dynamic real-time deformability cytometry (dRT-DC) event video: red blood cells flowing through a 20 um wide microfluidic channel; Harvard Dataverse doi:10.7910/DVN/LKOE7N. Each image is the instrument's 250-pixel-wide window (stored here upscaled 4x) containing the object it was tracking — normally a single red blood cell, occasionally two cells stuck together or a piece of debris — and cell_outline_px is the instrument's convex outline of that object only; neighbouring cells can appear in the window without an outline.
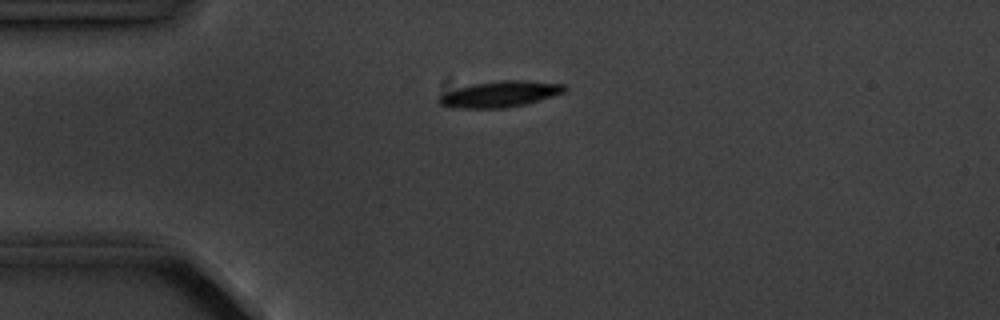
{"species": "common noctule bat (a hibernating species)", "species_latin": "Nyctalus noctula", "temperature_condition": "cold", "stored_images_in_passage": 12, "camera_frame_rate_fps": 3000, "um_per_image_px": 0.085, "animal": {"sex": "male", "body_mass_g": 20.1, "forearm_length_mm": 53.5}, "frame": {"image": 1, "passage_image": 1, "time_ms": 0.0, "image_size_px": [1000, 320], "cell_outline_px": [[568, 88], [564, 92], [540, 100], [524, 104], [504, 108], [452, 108], [440, 104], [436, 100], [444, 92], [456, 88], [472, 84], [500, 80], [524, 80], [564, 84]], "centroid_in_image_um": [42.47, 7.99], "position_along_channel_um": 42.5, "area_um2": 19.13}}
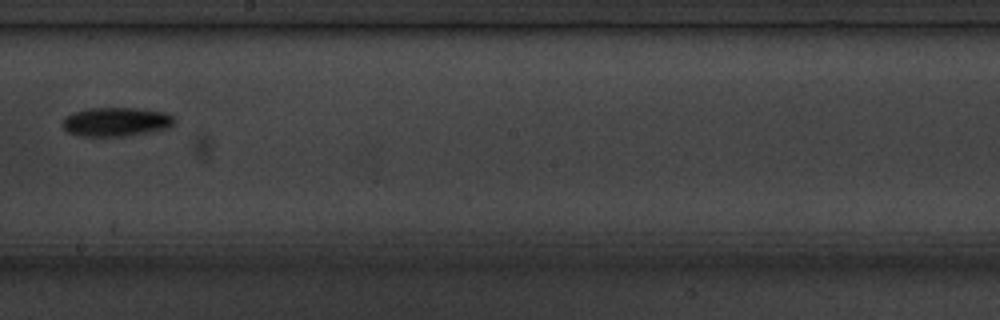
{"frame": {"image": 2, "passage_image": 6, "time_ms": 6.0, "image_size_px": [1000, 320], "cell_outline_px": [[176, 120], [168, 128], [124, 136], [80, 136], [68, 132], [60, 124], [64, 116], [72, 112], [88, 108], [136, 108], [168, 112]], "centroid_in_image_um": [9.82, 10.34], "position_along_channel_um": 238.4, "area_um2": 19.02}}
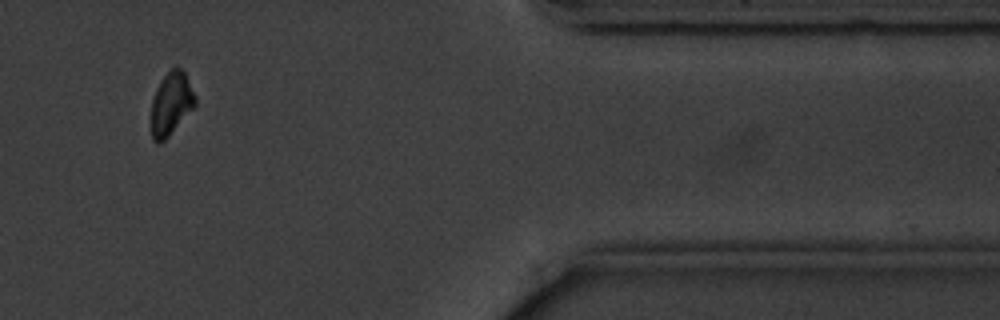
{"frame": {"image": 3, "passage_image": 10, "time_ms": 11.333, "image_size_px": [1000, 320], "cell_outline_px": [[196, 104], [168, 136], [160, 144], [156, 144], [152, 140], [148, 120], [152, 100], [156, 88], [160, 80], [172, 68], [180, 68], [184, 72], [196, 96]], "centroid_in_image_um": [14.47, 8.86], "position_along_channel_um": 396.9, "area_um2": 16.42}, "authors_computed_cell_mechanics": {"area_um2": 18.1203, "velocity_mm_per_s": 3.6046, "shape_relaxation_time_tau1_ms": 2.7532, "shape_relaxation_time_tau2_ms": null, "deformation_change_tau1": 0.0952, "deformation_change_tau2": null}}